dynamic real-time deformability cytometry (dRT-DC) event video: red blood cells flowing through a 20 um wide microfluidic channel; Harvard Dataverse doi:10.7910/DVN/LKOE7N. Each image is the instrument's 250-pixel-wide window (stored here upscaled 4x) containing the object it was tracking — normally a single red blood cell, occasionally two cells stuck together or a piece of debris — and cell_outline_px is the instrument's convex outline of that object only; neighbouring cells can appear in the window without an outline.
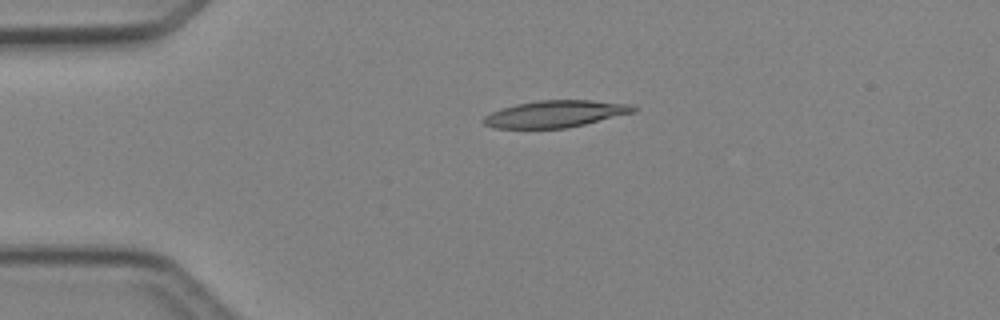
{"species": "Egyptian fruit bat (a non-hibernating species)", "species_latin": "Rousettus aegyptiacus", "temperature_condition": "cold", "stored_images_in_passage": 31, "camera_frame_rate_fps": 3000, "um_per_image_px": 0.085, "animal": {"sex": "female"}, "frame": {"image": 1, "passage_image": 1, "time_ms": 0.0, "image_size_px": [1000, 320], "cell_outline_px": [[636, 112], [584, 124], [564, 128], [496, 128], [484, 124], [480, 120], [484, 116], [492, 112], [516, 104], [536, 100], [592, 100], [632, 104], [636, 108]], "centroid_in_image_um": [47.22, 9.67], "position_along_channel_um": 37.8, "area_um2": 23.41}}
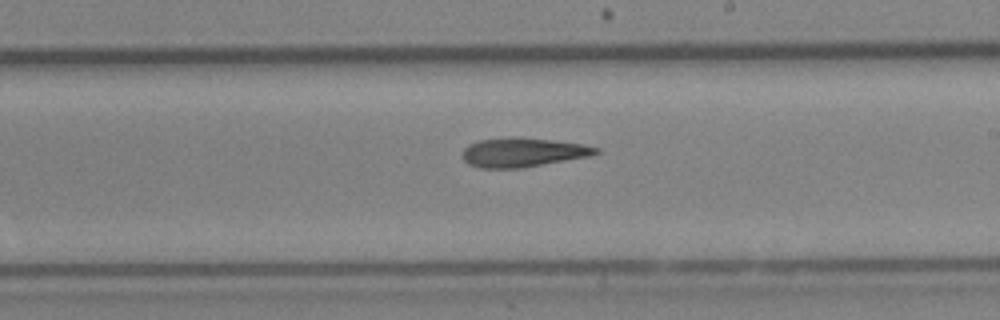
{"frame": {"image": 2, "passage_image": 18, "time_ms": 5.667, "image_size_px": [1000, 320], "cell_outline_px": [[600, 152], [592, 156], [520, 168], [480, 168], [468, 164], [464, 160], [464, 148], [468, 144], [480, 140], [516, 136], [552, 140], [584, 144], [600, 148]], "centroid_in_image_um": [44.48, 12.94], "position_along_channel_um": 244.5, "area_um2": 22.77}}
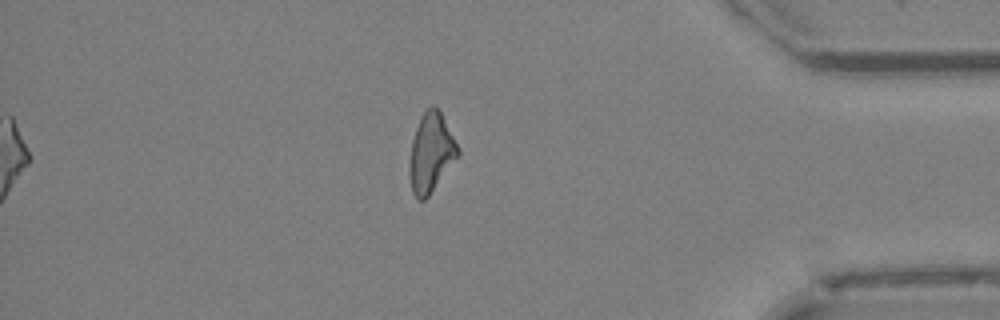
{"frame": {"image": 3, "passage_image": 31, "time_ms": 10.0, "image_size_px": [1000, 320], "cell_outline_px": [[460, 156], [428, 196], [424, 200], [416, 200], [412, 192], [408, 172], [408, 164], [412, 140], [420, 116], [432, 104], [440, 108], [460, 148]], "centroid_in_image_um": [36.65, 12.97], "position_along_channel_um": 398.6, "area_um2": 22.95}, "authors_computed_cell_mechanics": {"area_um2": 22.7732, "velocity_mm_per_s": 4.2784, "shape_relaxation_time_tau1_ms": 10.3104, "shape_relaxation_time_tau2_ms": null, "deformation_change_tau1": 0.2645, "deformation_change_tau2": null}}